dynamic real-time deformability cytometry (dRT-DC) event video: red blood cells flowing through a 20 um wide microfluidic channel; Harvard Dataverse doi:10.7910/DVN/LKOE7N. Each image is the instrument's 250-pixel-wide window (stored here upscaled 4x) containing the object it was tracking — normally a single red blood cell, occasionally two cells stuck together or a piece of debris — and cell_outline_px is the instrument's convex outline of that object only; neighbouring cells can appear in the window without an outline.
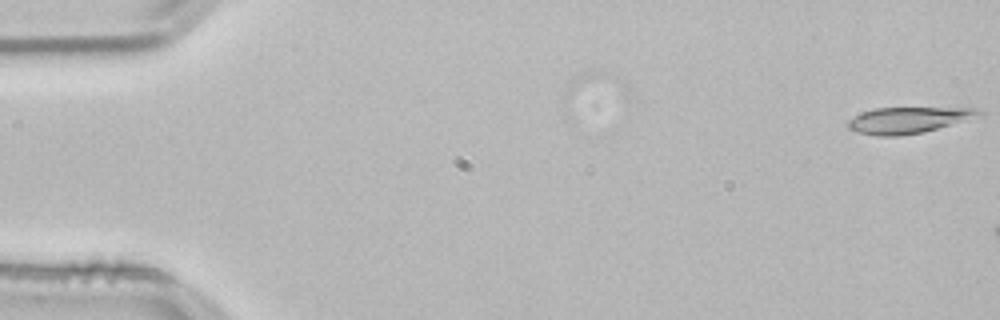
{"species": "common noctule bat (a hibernating species)", "species_latin": "Nyctalus noctula", "temperature_condition": "room temperature", "stored_images_in_passage": 7, "camera_frame_rate_fps": 3000, "um_per_image_px": 0.085, "animal": {"sex": "male", "body_mass_g": 21.5, "forearm_length_mm": 52.0}, "frame": {"image": 1, "passage_image": 1, "time_ms": 0.0, "image_size_px": [1000, 320], "cell_outline_px": [[984, 116], [924, 132], [896, 136], [876, 136], [856, 132], [848, 128], [848, 120], [860, 112], [876, 108], [980, 108], [984, 112]], "centroid_in_image_um": [77.26, 10.21], "position_along_channel_um": 7.7, "area_um2": 20.29}}